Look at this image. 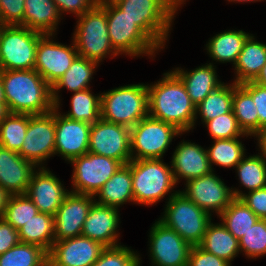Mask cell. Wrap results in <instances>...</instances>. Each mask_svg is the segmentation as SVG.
Here are the masks:
<instances>
[{
  "mask_svg": "<svg viewBox=\"0 0 266 266\" xmlns=\"http://www.w3.org/2000/svg\"><path fill=\"white\" fill-rule=\"evenodd\" d=\"M196 106L181 79L171 70L148 86V116L176 126L182 132L194 129Z\"/></svg>",
  "mask_w": 266,
  "mask_h": 266,
  "instance_id": "cell-1",
  "label": "cell"
},
{
  "mask_svg": "<svg viewBox=\"0 0 266 266\" xmlns=\"http://www.w3.org/2000/svg\"><path fill=\"white\" fill-rule=\"evenodd\" d=\"M6 105L10 113L39 115L52 111L51 86L35 70H1Z\"/></svg>",
  "mask_w": 266,
  "mask_h": 266,
  "instance_id": "cell-2",
  "label": "cell"
},
{
  "mask_svg": "<svg viewBox=\"0 0 266 266\" xmlns=\"http://www.w3.org/2000/svg\"><path fill=\"white\" fill-rule=\"evenodd\" d=\"M129 164L135 203L149 206L164 199L171 191L173 194L179 192L172 190L177 183L171 165L163 159L131 160Z\"/></svg>",
  "mask_w": 266,
  "mask_h": 266,
  "instance_id": "cell-3",
  "label": "cell"
},
{
  "mask_svg": "<svg viewBox=\"0 0 266 266\" xmlns=\"http://www.w3.org/2000/svg\"><path fill=\"white\" fill-rule=\"evenodd\" d=\"M148 116V85L128 84L101 93V118L129 128Z\"/></svg>",
  "mask_w": 266,
  "mask_h": 266,
  "instance_id": "cell-4",
  "label": "cell"
},
{
  "mask_svg": "<svg viewBox=\"0 0 266 266\" xmlns=\"http://www.w3.org/2000/svg\"><path fill=\"white\" fill-rule=\"evenodd\" d=\"M77 18L72 38L78 56L99 63L107 55H111V58L119 55L110 42L106 11L99 4Z\"/></svg>",
  "mask_w": 266,
  "mask_h": 266,
  "instance_id": "cell-5",
  "label": "cell"
},
{
  "mask_svg": "<svg viewBox=\"0 0 266 266\" xmlns=\"http://www.w3.org/2000/svg\"><path fill=\"white\" fill-rule=\"evenodd\" d=\"M164 215L159 220L172 228L191 246L199 245L212 216L182 192L168 195Z\"/></svg>",
  "mask_w": 266,
  "mask_h": 266,
  "instance_id": "cell-6",
  "label": "cell"
},
{
  "mask_svg": "<svg viewBox=\"0 0 266 266\" xmlns=\"http://www.w3.org/2000/svg\"><path fill=\"white\" fill-rule=\"evenodd\" d=\"M100 6L106 11L110 42L118 54L131 57L146 54L152 57L161 50L116 4Z\"/></svg>",
  "mask_w": 266,
  "mask_h": 266,
  "instance_id": "cell-7",
  "label": "cell"
},
{
  "mask_svg": "<svg viewBox=\"0 0 266 266\" xmlns=\"http://www.w3.org/2000/svg\"><path fill=\"white\" fill-rule=\"evenodd\" d=\"M43 35L20 25H1L0 70L34 69L37 44Z\"/></svg>",
  "mask_w": 266,
  "mask_h": 266,
  "instance_id": "cell-8",
  "label": "cell"
},
{
  "mask_svg": "<svg viewBox=\"0 0 266 266\" xmlns=\"http://www.w3.org/2000/svg\"><path fill=\"white\" fill-rule=\"evenodd\" d=\"M116 5L161 49L164 48L176 14L164 0H121Z\"/></svg>",
  "mask_w": 266,
  "mask_h": 266,
  "instance_id": "cell-9",
  "label": "cell"
},
{
  "mask_svg": "<svg viewBox=\"0 0 266 266\" xmlns=\"http://www.w3.org/2000/svg\"><path fill=\"white\" fill-rule=\"evenodd\" d=\"M176 126L149 116L130 128L132 160L162 159L177 135L182 134Z\"/></svg>",
  "mask_w": 266,
  "mask_h": 266,
  "instance_id": "cell-10",
  "label": "cell"
},
{
  "mask_svg": "<svg viewBox=\"0 0 266 266\" xmlns=\"http://www.w3.org/2000/svg\"><path fill=\"white\" fill-rule=\"evenodd\" d=\"M72 193L95 196L105 182L123 165L110 157L87 152L73 158Z\"/></svg>",
  "mask_w": 266,
  "mask_h": 266,
  "instance_id": "cell-11",
  "label": "cell"
},
{
  "mask_svg": "<svg viewBox=\"0 0 266 266\" xmlns=\"http://www.w3.org/2000/svg\"><path fill=\"white\" fill-rule=\"evenodd\" d=\"M23 141L18 153L37 167H43L45 161L55 152V108L45 114L29 115Z\"/></svg>",
  "mask_w": 266,
  "mask_h": 266,
  "instance_id": "cell-12",
  "label": "cell"
},
{
  "mask_svg": "<svg viewBox=\"0 0 266 266\" xmlns=\"http://www.w3.org/2000/svg\"><path fill=\"white\" fill-rule=\"evenodd\" d=\"M88 152L113 158L123 165L129 163L130 128L100 118L91 125Z\"/></svg>",
  "mask_w": 266,
  "mask_h": 266,
  "instance_id": "cell-13",
  "label": "cell"
},
{
  "mask_svg": "<svg viewBox=\"0 0 266 266\" xmlns=\"http://www.w3.org/2000/svg\"><path fill=\"white\" fill-rule=\"evenodd\" d=\"M152 266H187L191 245L159 219L150 229Z\"/></svg>",
  "mask_w": 266,
  "mask_h": 266,
  "instance_id": "cell-14",
  "label": "cell"
},
{
  "mask_svg": "<svg viewBox=\"0 0 266 266\" xmlns=\"http://www.w3.org/2000/svg\"><path fill=\"white\" fill-rule=\"evenodd\" d=\"M52 37H54L52 34H45L39 39L34 66V69L51 87L78 56L74 41L72 46H68L54 41Z\"/></svg>",
  "mask_w": 266,
  "mask_h": 266,
  "instance_id": "cell-15",
  "label": "cell"
},
{
  "mask_svg": "<svg viewBox=\"0 0 266 266\" xmlns=\"http://www.w3.org/2000/svg\"><path fill=\"white\" fill-rule=\"evenodd\" d=\"M185 187L180 192L210 215L215 211L219 216L234 199L232 187H227L214 171L188 180Z\"/></svg>",
  "mask_w": 266,
  "mask_h": 266,
  "instance_id": "cell-16",
  "label": "cell"
},
{
  "mask_svg": "<svg viewBox=\"0 0 266 266\" xmlns=\"http://www.w3.org/2000/svg\"><path fill=\"white\" fill-rule=\"evenodd\" d=\"M106 247L84 236L55 241L48 252L54 266H92Z\"/></svg>",
  "mask_w": 266,
  "mask_h": 266,
  "instance_id": "cell-17",
  "label": "cell"
},
{
  "mask_svg": "<svg viewBox=\"0 0 266 266\" xmlns=\"http://www.w3.org/2000/svg\"><path fill=\"white\" fill-rule=\"evenodd\" d=\"M92 124L71 120L55 107V152L65 161L82 156L88 152Z\"/></svg>",
  "mask_w": 266,
  "mask_h": 266,
  "instance_id": "cell-18",
  "label": "cell"
},
{
  "mask_svg": "<svg viewBox=\"0 0 266 266\" xmlns=\"http://www.w3.org/2000/svg\"><path fill=\"white\" fill-rule=\"evenodd\" d=\"M94 202L92 195L70 192L54 215L55 241L81 236L84 221Z\"/></svg>",
  "mask_w": 266,
  "mask_h": 266,
  "instance_id": "cell-19",
  "label": "cell"
},
{
  "mask_svg": "<svg viewBox=\"0 0 266 266\" xmlns=\"http://www.w3.org/2000/svg\"><path fill=\"white\" fill-rule=\"evenodd\" d=\"M25 193L39 212L55 215L65 197L70 193L46 167H37Z\"/></svg>",
  "mask_w": 266,
  "mask_h": 266,
  "instance_id": "cell-20",
  "label": "cell"
},
{
  "mask_svg": "<svg viewBox=\"0 0 266 266\" xmlns=\"http://www.w3.org/2000/svg\"><path fill=\"white\" fill-rule=\"evenodd\" d=\"M119 211L116 207L93 203L87 218L84 221L81 235L101 243L105 247L120 245L119 234Z\"/></svg>",
  "mask_w": 266,
  "mask_h": 266,
  "instance_id": "cell-21",
  "label": "cell"
},
{
  "mask_svg": "<svg viewBox=\"0 0 266 266\" xmlns=\"http://www.w3.org/2000/svg\"><path fill=\"white\" fill-rule=\"evenodd\" d=\"M36 165L0 146V186L10 195L25 194Z\"/></svg>",
  "mask_w": 266,
  "mask_h": 266,
  "instance_id": "cell-22",
  "label": "cell"
},
{
  "mask_svg": "<svg viewBox=\"0 0 266 266\" xmlns=\"http://www.w3.org/2000/svg\"><path fill=\"white\" fill-rule=\"evenodd\" d=\"M171 167L176 183H179L182 178L187 182L214 171L211 168L207 150L198 144L184 140L178 144L172 155Z\"/></svg>",
  "mask_w": 266,
  "mask_h": 266,
  "instance_id": "cell-23",
  "label": "cell"
},
{
  "mask_svg": "<svg viewBox=\"0 0 266 266\" xmlns=\"http://www.w3.org/2000/svg\"><path fill=\"white\" fill-rule=\"evenodd\" d=\"M215 68L213 63H206V65L199 66L192 71H187L179 67L173 70L183 82L195 106L224 83L218 79Z\"/></svg>",
  "mask_w": 266,
  "mask_h": 266,
  "instance_id": "cell-24",
  "label": "cell"
},
{
  "mask_svg": "<svg viewBox=\"0 0 266 266\" xmlns=\"http://www.w3.org/2000/svg\"><path fill=\"white\" fill-rule=\"evenodd\" d=\"M99 63L87 58L77 56L69 69L57 82L51 87V95L53 104L57 109L60 108L59 90L66 88L67 90L77 92L89 89L90 80Z\"/></svg>",
  "mask_w": 266,
  "mask_h": 266,
  "instance_id": "cell-25",
  "label": "cell"
},
{
  "mask_svg": "<svg viewBox=\"0 0 266 266\" xmlns=\"http://www.w3.org/2000/svg\"><path fill=\"white\" fill-rule=\"evenodd\" d=\"M23 26L41 34H56L61 15L53 0H25Z\"/></svg>",
  "mask_w": 266,
  "mask_h": 266,
  "instance_id": "cell-26",
  "label": "cell"
},
{
  "mask_svg": "<svg viewBox=\"0 0 266 266\" xmlns=\"http://www.w3.org/2000/svg\"><path fill=\"white\" fill-rule=\"evenodd\" d=\"M95 202L105 206L119 207L126 202H135L132 188L130 164L122 165L114 175L108 179L94 197Z\"/></svg>",
  "mask_w": 266,
  "mask_h": 266,
  "instance_id": "cell-27",
  "label": "cell"
},
{
  "mask_svg": "<svg viewBox=\"0 0 266 266\" xmlns=\"http://www.w3.org/2000/svg\"><path fill=\"white\" fill-rule=\"evenodd\" d=\"M254 37L251 34L247 38L234 64L236 84L253 81L266 64V44L256 41Z\"/></svg>",
  "mask_w": 266,
  "mask_h": 266,
  "instance_id": "cell-28",
  "label": "cell"
},
{
  "mask_svg": "<svg viewBox=\"0 0 266 266\" xmlns=\"http://www.w3.org/2000/svg\"><path fill=\"white\" fill-rule=\"evenodd\" d=\"M199 246L230 264L240 252L239 240L222 223L213 224L211 221Z\"/></svg>",
  "mask_w": 266,
  "mask_h": 266,
  "instance_id": "cell-29",
  "label": "cell"
},
{
  "mask_svg": "<svg viewBox=\"0 0 266 266\" xmlns=\"http://www.w3.org/2000/svg\"><path fill=\"white\" fill-rule=\"evenodd\" d=\"M250 35L242 30L220 32L209 39L206 44L207 53L216 62H232L234 66L245 41Z\"/></svg>",
  "mask_w": 266,
  "mask_h": 266,
  "instance_id": "cell-30",
  "label": "cell"
},
{
  "mask_svg": "<svg viewBox=\"0 0 266 266\" xmlns=\"http://www.w3.org/2000/svg\"><path fill=\"white\" fill-rule=\"evenodd\" d=\"M19 241L21 243L35 244L49 252L54 239V216L38 212L19 230Z\"/></svg>",
  "mask_w": 266,
  "mask_h": 266,
  "instance_id": "cell-31",
  "label": "cell"
},
{
  "mask_svg": "<svg viewBox=\"0 0 266 266\" xmlns=\"http://www.w3.org/2000/svg\"><path fill=\"white\" fill-rule=\"evenodd\" d=\"M232 110L243 132L254 137L259 131L257 108L251 94L241 84L234 82Z\"/></svg>",
  "mask_w": 266,
  "mask_h": 266,
  "instance_id": "cell-32",
  "label": "cell"
},
{
  "mask_svg": "<svg viewBox=\"0 0 266 266\" xmlns=\"http://www.w3.org/2000/svg\"><path fill=\"white\" fill-rule=\"evenodd\" d=\"M219 218L226 229L238 240L259 220L240 198H234Z\"/></svg>",
  "mask_w": 266,
  "mask_h": 266,
  "instance_id": "cell-33",
  "label": "cell"
},
{
  "mask_svg": "<svg viewBox=\"0 0 266 266\" xmlns=\"http://www.w3.org/2000/svg\"><path fill=\"white\" fill-rule=\"evenodd\" d=\"M233 83H223L217 89L207 95L204 100L196 106L195 120L198 114L203 123L227 114L232 111Z\"/></svg>",
  "mask_w": 266,
  "mask_h": 266,
  "instance_id": "cell-34",
  "label": "cell"
},
{
  "mask_svg": "<svg viewBox=\"0 0 266 266\" xmlns=\"http://www.w3.org/2000/svg\"><path fill=\"white\" fill-rule=\"evenodd\" d=\"M71 98V110L65 117L93 124L101 118V94L93 95L90 88L73 93Z\"/></svg>",
  "mask_w": 266,
  "mask_h": 266,
  "instance_id": "cell-35",
  "label": "cell"
},
{
  "mask_svg": "<svg viewBox=\"0 0 266 266\" xmlns=\"http://www.w3.org/2000/svg\"><path fill=\"white\" fill-rule=\"evenodd\" d=\"M239 140V137L213 140L214 144L206 149L211 168L213 164L235 168L246 155L244 144Z\"/></svg>",
  "mask_w": 266,
  "mask_h": 266,
  "instance_id": "cell-36",
  "label": "cell"
},
{
  "mask_svg": "<svg viewBox=\"0 0 266 266\" xmlns=\"http://www.w3.org/2000/svg\"><path fill=\"white\" fill-rule=\"evenodd\" d=\"M48 252L35 244L21 243L0 255V266H43Z\"/></svg>",
  "mask_w": 266,
  "mask_h": 266,
  "instance_id": "cell-37",
  "label": "cell"
},
{
  "mask_svg": "<svg viewBox=\"0 0 266 266\" xmlns=\"http://www.w3.org/2000/svg\"><path fill=\"white\" fill-rule=\"evenodd\" d=\"M29 114L9 113L0 123V146L19 152L28 128Z\"/></svg>",
  "mask_w": 266,
  "mask_h": 266,
  "instance_id": "cell-38",
  "label": "cell"
},
{
  "mask_svg": "<svg viewBox=\"0 0 266 266\" xmlns=\"http://www.w3.org/2000/svg\"><path fill=\"white\" fill-rule=\"evenodd\" d=\"M245 157L235 167L240 184L248 192L266 187V159L259 154Z\"/></svg>",
  "mask_w": 266,
  "mask_h": 266,
  "instance_id": "cell-39",
  "label": "cell"
},
{
  "mask_svg": "<svg viewBox=\"0 0 266 266\" xmlns=\"http://www.w3.org/2000/svg\"><path fill=\"white\" fill-rule=\"evenodd\" d=\"M38 212L26 194L10 195L2 218L18 231Z\"/></svg>",
  "mask_w": 266,
  "mask_h": 266,
  "instance_id": "cell-40",
  "label": "cell"
},
{
  "mask_svg": "<svg viewBox=\"0 0 266 266\" xmlns=\"http://www.w3.org/2000/svg\"><path fill=\"white\" fill-rule=\"evenodd\" d=\"M240 252L254 258L266 255V219H259L250 230L239 239Z\"/></svg>",
  "mask_w": 266,
  "mask_h": 266,
  "instance_id": "cell-41",
  "label": "cell"
},
{
  "mask_svg": "<svg viewBox=\"0 0 266 266\" xmlns=\"http://www.w3.org/2000/svg\"><path fill=\"white\" fill-rule=\"evenodd\" d=\"M204 124L206 125L210 137L213 140L250 136L245 134L239 127L233 110L227 114L217 116L216 118L211 119Z\"/></svg>",
  "mask_w": 266,
  "mask_h": 266,
  "instance_id": "cell-42",
  "label": "cell"
},
{
  "mask_svg": "<svg viewBox=\"0 0 266 266\" xmlns=\"http://www.w3.org/2000/svg\"><path fill=\"white\" fill-rule=\"evenodd\" d=\"M139 255L124 245L106 247L92 266H141Z\"/></svg>",
  "mask_w": 266,
  "mask_h": 266,
  "instance_id": "cell-43",
  "label": "cell"
},
{
  "mask_svg": "<svg viewBox=\"0 0 266 266\" xmlns=\"http://www.w3.org/2000/svg\"><path fill=\"white\" fill-rule=\"evenodd\" d=\"M234 198H240L259 219H266V187L243 193L241 190L233 189Z\"/></svg>",
  "mask_w": 266,
  "mask_h": 266,
  "instance_id": "cell-44",
  "label": "cell"
},
{
  "mask_svg": "<svg viewBox=\"0 0 266 266\" xmlns=\"http://www.w3.org/2000/svg\"><path fill=\"white\" fill-rule=\"evenodd\" d=\"M25 0H0V25L23 26Z\"/></svg>",
  "mask_w": 266,
  "mask_h": 266,
  "instance_id": "cell-45",
  "label": "cell"
},
{
  "mask_svg": "<svg viewBox=\"0 0 266 266\" xmlns=\"http://www.w3.org/2000/svg\"><path fill=\"white\" fill-rule=\"evenodd\" d=\"M187 266H231V264L196 245L191 247Z\"/></svg>",
  "mask_w": 266,
  "mask_h": 266,
  "instance_id": "cell-46",
  "label": "cell"
},
{
  "mask_svg": "<svg viewBox=\"0 0 266 266\" xmlns=\"http://www.w3.org/2000/svg\"><path fill=\"white\" fill-rule=\"evenodd\" d=\"M241 85L251 94L253 102L257 108L259 116V130L266 125V89L253 81L241 83Z\"/></svg>",
  "mask_w": 266,
  "mask_h": 266,
  "instance_id": "cell-47",
  "label": "cell"
},
{
  "mask_svg": "<svg viewBox=\"0 0 266 266\" xmlns=\"http://www.w3.org/2000/svg\"><path fill=\"white\" fill-rule=\"evenodd\" d=\"M57 6L60 15L63 12L73 13L76 17L81 16L84 12L91 10L97 0H53Z\"/></svg>",
  "mask_w": 266,
  "mask_h": 266,
  "instance_id": "cell-48",
  "label": "cell"
},
{
  "mask_svg": "<svg viewBox=\"0 0 266 266\" xmlns=\"http://www.w3.org/2000/svg\"><path fill=\"white\" fill-rule=\"evenodd\" d=\"M18 231L0 218V255L19 243Z\"/></svg>",
  "mask_w": 266,
  "mask_h": 266,
  "instance_id": "cell-49",
  "label": "cell"
},
{
  "mask_svg": "<svg viewBox=\"0 0 266 266\" xmlns=\"http://www.w3.org/2000/svg\"><path fill=\"white\" fill-rule=\"evenodd\" d=\"M258 142V146L260 148V155L266 159V125L263 126L255 135Z\"/></svg>",
  "mask_w": 266,
  "mask_h": 266,
  "instance_id": "cell-50",
  "label": "cell"
},
{
  "mask_svg": "<svg viewBox=\"0 0 266 266\" xmlns=\"http://www.w3.org/2000/svg\"><path fill=\"white\" fill-rule=\"evenodd\" d=\"M9 196L10 194L0 186V218H2L4 214Z\"/></svg>",
  "mask_w": 266,
  "mask_h": 266,
  "instance_id": "cell-51",
  "label": "cell"
},
{
  "mask_svg": "<svg viewBox=\"0 0 266 266\" xmlns=\"http://www.w3.org/2000/svg\"><path fill=\"white\" fill-rule=\"evenodd\" d=\"M253 82L266 89V64L263 66L260 73L253 80Z\"/></svg>",
  "mask_w": 266,
  "mask_h": 266,
  "instance_id": "cell-52",
  "label": "cell"
},
{
  "mask_svg": "<svg viewBox=\"0 0 266 266\" xmlns=\"http://www.w3.org/2000/svg\"><path fill=\"white\" fill-rule=\"evenodd\" d=\"M169 6L170 8L177 13V10L179 7H181L182 4H184V2L186 0H164Z\"/></svg>",
  "mask_w": 266,
  "mask_h": 266,
  "instance_id": "cell-53",
  "label": "cell"
},
{
  "mask_svg": "<svg viewBox=\"0 0 266 266\" xmlns=\"http://www.w3.org/2000/svg\"><path fill=\"white\" fill-rule=\"evenodd\" d=\"M9 110L6 105V100H0V123L9 114Z\"/></svg>",
  "mask_w": 266,
  "mask_h": 266,
  "instance_id": "cell-54",
  "label": "cell"
},
{
  "mask_svg": "<svg viewBox=\"0 0 266 266\" xmlns=\"http://www.w3.org/2000/svg\"><path fill=\"white\" fill-rule=\"evenodd\" d=\"M121 0H97V4L99 5H112L116 4Z\"/></svg>",
  "mask_w": 266,
  "mask_h": 266,
  "instance_id": "cell-55",
  "label": "cell"
},
{
  "mask_svg": "<svg viewBox=\"0 0 266 266\" xmlns=\"http://www.w3.org/2000/svg\"><path fill=\"white\" fill-rule=\"evenodd\" d=\"M0 100H5L4 89L1 79V70H0Z\"/></svg>",
  "mask_w": 266,
  "mask_h": 266,
  "instance_id": "cell-56",
  "label": "cell"
},
{
  "mask_svg": "<svg viewBox=\"0 0 266 266\" xmlns=\"http://www.w3.org/2000/svg\"><path fill=\"white\" fill-rule=\"evenodd\" d=\"M227 1H229V2H234V3H235V2H237V3H238V2H239V3H240V2H243V3H244V2H254V1L256 2V1H262V0H227Z\"/></svg>",
  "mask_w": 266,
  "mask_h": 266,
  "instance_id": "cell-57",
  "label": "cell"
},
{
  "mask_svg": "<svg viewBox=\"0 0 266 266\" xmlns=\"http://www.w3.org/2000/svg\"><path fill=\"white\" fill-rule=\"evenodd\" d=\"M43 266H54L51 262L47 261Z\"/></svg>",
  "mask_w": 266,
  "mask_h": 266,
  "instance_id": "cell-58",
  "label": "cell"
}]
</instances>
